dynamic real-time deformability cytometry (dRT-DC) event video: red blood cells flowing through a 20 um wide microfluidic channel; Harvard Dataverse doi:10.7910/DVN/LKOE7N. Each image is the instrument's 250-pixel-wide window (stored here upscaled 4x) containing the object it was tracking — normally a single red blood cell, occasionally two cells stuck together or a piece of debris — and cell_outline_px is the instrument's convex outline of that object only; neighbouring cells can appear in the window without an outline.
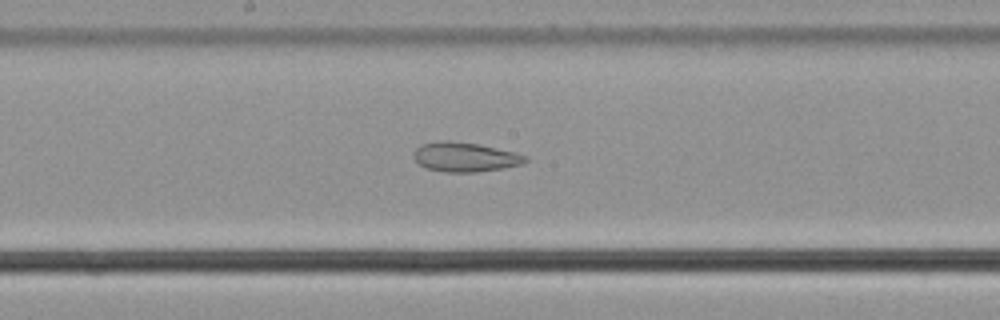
{"species": "common noctule bat (a hibernating species)", "species_latin": "Nyctalus noctula", "temperature_condition": "cold", "stored_images_in_passage": 46, "camera_frame_rate_fps": 3000, "um_per_image_px": 0.085, "animal": {"sex": "male", "body_mass_g": 21.5, "forearm_length_mm": 52.0}, "frame": {"image": 1, "passage_image": 20, "time_ms": 6.333, "image_size_px": [1000, 320], "cell_outline_px": [[528, 160], [520, 164], [500, 168], [476, 172], [444, 172], [424, 168], [412, 156], [412, 152], [420, 144], [436, 140], [448, 140], [480, 144], [528, 156]], "centroid_in_image_um": [39.44, 13.33], "position_along_channel_um": 208.8, "area_um2": 19.25}, "authors_computed_cell_mechanics": {"area_um2": 23.5246, "velocity_mm_per_s": 3.6559, "shape_relaxation_time_tau1_ms": null, "shape_relaxation_time_tau2_ms": 2.2105, "deformation_change_tau1": null, "deformation_change_tau2": 0.0943}}